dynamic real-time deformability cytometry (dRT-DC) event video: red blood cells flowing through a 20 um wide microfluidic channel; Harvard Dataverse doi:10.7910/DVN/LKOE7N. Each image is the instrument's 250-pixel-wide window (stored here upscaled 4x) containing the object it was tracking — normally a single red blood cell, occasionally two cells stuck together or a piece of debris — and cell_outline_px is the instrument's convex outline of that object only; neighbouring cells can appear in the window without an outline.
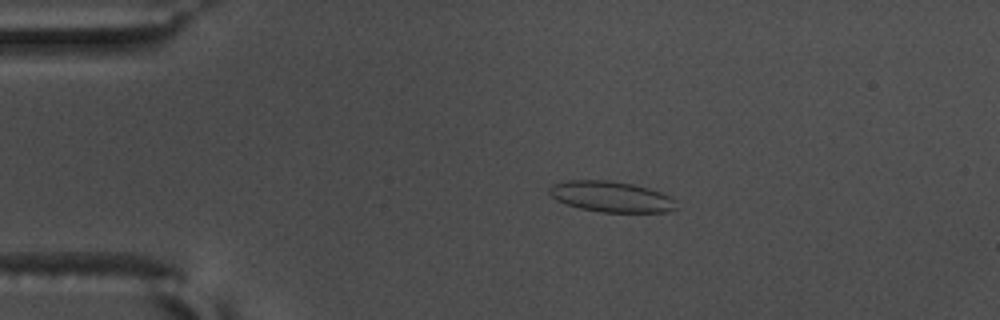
{"species": "common noctule bat (a hibernating species)", "species_latin": "Nyctalus noctula", "temperature_condition": "warm", "stored_images_in_passage": 56, "camera_frame_rate_fps": 3000, "um_per_image_px": 0.085, "animal": {"sex": "male", "body_mass_g": 17.5, "forearm_length_mm": 52.3}, "frame": {"image": 1, "passage_image": 11, "time_ms": 3.333, "image_size_px": [1000, 320], "cell_outline_px": [[676, 208], [664, 212], [600, 212], [580, 208], [556, 200], [548, 192], [548, 188], [552, 184], [568, 180], [604, 180], [632, 184], [648, 188], [660, 192], [676, 200]], "centroid_in_image_um": [51.92, 16.71], "position_along_channel_um": 33.1, "area_um2": 22.6}}
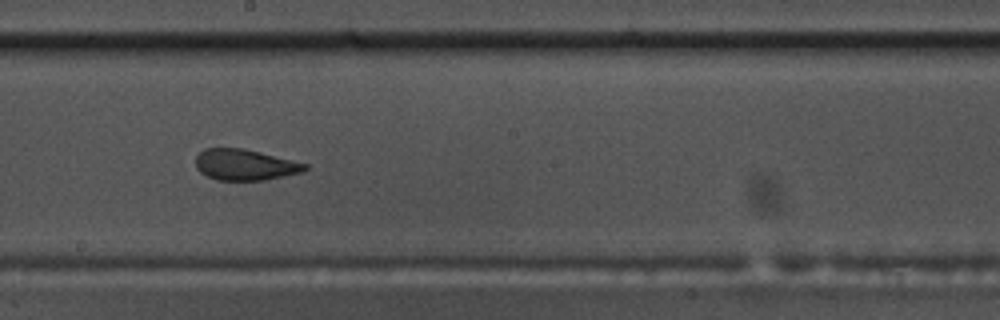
{"frame": {"image": 2, "passage_image": 31, "time_ms": 10.0, "image_size_px": [1000, 320], "cell_outline_px": [[308, 168], [300, 172], [264, 180], [216, 180], [200, 172], [196, 168], [196, 156], [204, 148], [244, 148], [308, 164]], "centroid_in_image_um": [20.79, 14.0], "position_along_channel_um": 227.4, "area_um2": 19.59}}
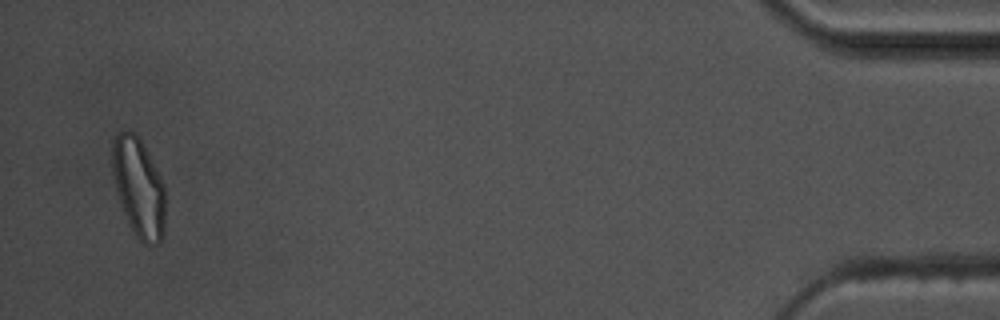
{"frame": {"image": 3, "passage_image": 54, "time_ms": 17.667, "image_size_px": [1000, 320], "cell_outline_px": [[164, 236], [152, 248], [148, 248], [140, 244], [132, 232], [120, 204], [112, 172], [112, 140], [120, 132], [136, 132], [156, 168], [164, 184]], "centroid_in_image_um": [11.79, 16.03], "position_along_channel_um": 423.4, "area_um2": 30.92}, "authors_computed_cell_mechanics": {"area_um2": 22.2819, "velocity_mm_per_s": 3.6371, "shape_relaxation_time_tau1_ms": null, "shape_relaxation_time_tau2_ms": 1.3502, "deformation_change_tau1": null, "deformation_change_tau2": 0.0796}}